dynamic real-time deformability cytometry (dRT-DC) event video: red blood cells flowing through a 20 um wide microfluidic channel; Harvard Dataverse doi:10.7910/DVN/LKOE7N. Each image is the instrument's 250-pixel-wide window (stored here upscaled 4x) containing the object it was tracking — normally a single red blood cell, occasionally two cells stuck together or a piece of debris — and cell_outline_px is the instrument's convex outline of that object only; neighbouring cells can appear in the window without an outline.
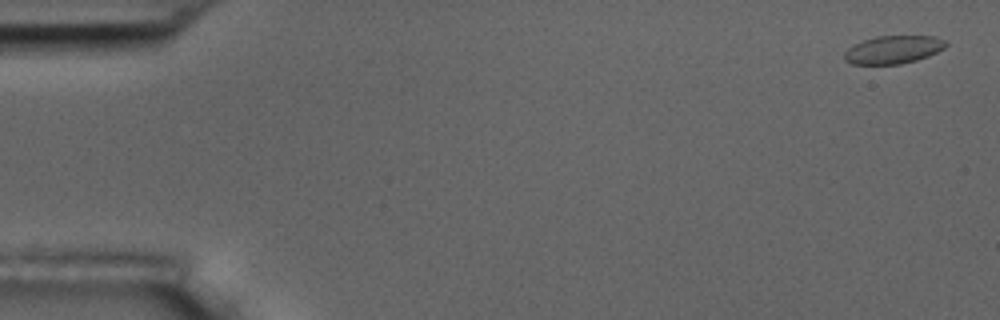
{"species": "common noctule bat (a hibernating species)", "species_latin": "Nyctalus noctula", "temperature_condition": "room temperature", "stored_images_in_passage": 4, "camera_frame_rate_fps": 3000, "um_per_image_px": 0.085, "animal": {"sex": "male", "body_mass_g": 17.5, "forearm_length_mm": 52.3}, "frame": {"image": 1, "passage_image": 1, "time_ms": 0.0, "image_size_px": [1000, 320], "cell_outline_px": [[948, 44], [944, 48], [928, 56], [916, 60], [900, 64], [852, 64], [844, 60], [844, 52], [852, 44], [876, 36], [936, 36], [944, 40]], "centroid_in_image_um": [75.91, 4.22], "position_along_channel_um": 9.1, "area_um2": 16.59}}